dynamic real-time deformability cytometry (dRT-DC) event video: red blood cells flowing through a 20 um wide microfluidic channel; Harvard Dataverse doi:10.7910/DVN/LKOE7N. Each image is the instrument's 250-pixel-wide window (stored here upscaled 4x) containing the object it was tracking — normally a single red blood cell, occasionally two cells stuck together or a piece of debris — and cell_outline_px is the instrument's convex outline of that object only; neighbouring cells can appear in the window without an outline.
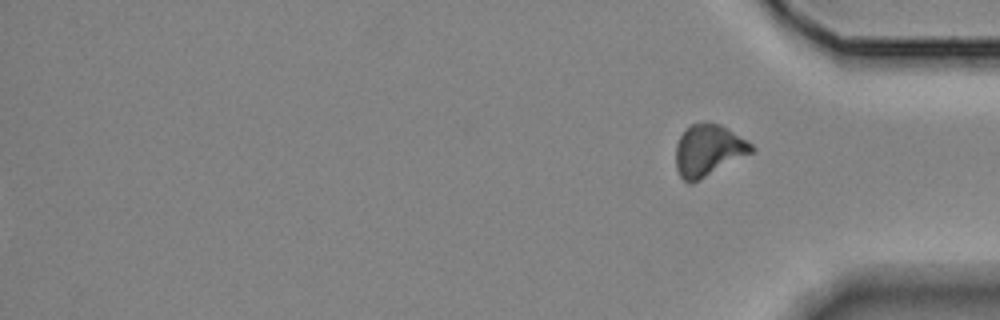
{"species": "Egyptian fruit bat (a non-hibernating species)", "species_latin": "Rousettus aegyptiacus", "temperature_condition": "room temperature", "stored_images_in_passage": 15, "camera_frame_rate_fps": 3000, "um_per_image_px": 0.085, "animal": {"sex": "female"}, "frame": {"image": 1, "passage_image": 15, "time_ms": 16.0, "image_size_px": [1000, 320], "cell_outline_px": [[756, 148], [752, 152], [700, 180], [692, 184], [688, 184], [680, 176], [676, 168], [676, 144], [680, 136], [692, 124], [704, 120], [708, 120], [720, 124], [728, 128], [752, 144]], "centroid_in_image_um": [60.2, 12.76], "position_along_channel_um": 375.0, "area_um2": 22.89}, "authors_computed_cell_mechanics": {"area_um2": 20.6924, "velocity_mm_per_s": 3.5256, "shape_relaxation_time_tau1_ms": 5.6336, "shape_relaxation_time_tau2_ms": 2.3065, "deformation_change_tau1": 0.1233, "deformation_change_tau2": 0.0852}}